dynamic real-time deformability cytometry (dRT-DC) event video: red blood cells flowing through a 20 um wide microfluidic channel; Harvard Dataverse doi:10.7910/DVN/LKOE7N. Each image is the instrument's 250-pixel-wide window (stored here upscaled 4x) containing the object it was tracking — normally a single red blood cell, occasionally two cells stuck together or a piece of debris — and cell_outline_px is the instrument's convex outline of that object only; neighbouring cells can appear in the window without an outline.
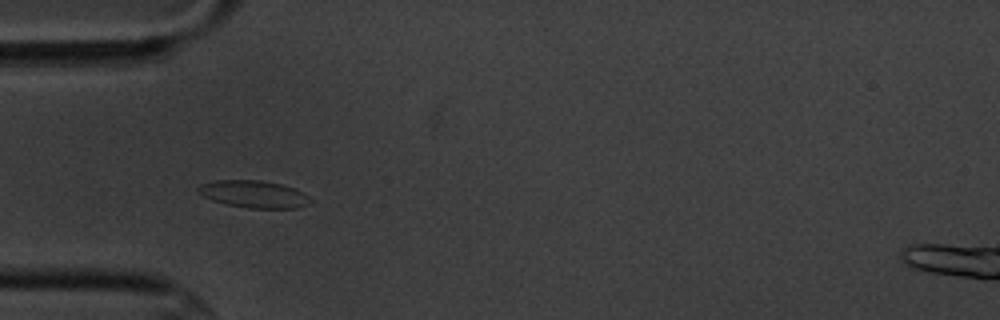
{"species": "common noctule bat (a hibernating species)", "species_latin": "Nyctalus noctula", "temperature_condition": "cold", "stored_images_in_passage": 5, "camera_frame_rate_fps": 3000, "um_per_image_px": 0.085, "animal": {"sex": "male", "body_mass_g": 20.1, "forearm_length_mm": 53.5}, "frame": {"image": 1, "passage_image": 4, "time_ms": 3.333, "image_size_px": [1000, 320], "cell_outline_px": [[312, 200], [296, 208], [248, 208], [224, 204], [212, 200], [204, 196], [196, 188], [200, 184], [216, 180], [260, 180], [280, 184], [304, 192]], "centroid_in_image_um": [21.54, 16.5], "position_along_channel_um": 63.5, "area_um2": 17.63}}
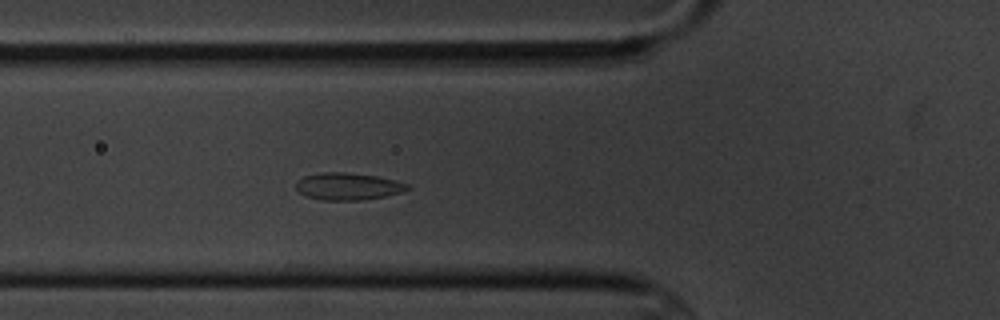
{"frame": {"image": 2, "passage_image": 5, "time_ms": 4.333, "image_size_px": [1000, 320], "cell_outline_px": [[412, 188], [400, 192], [384, 196], [360, 200], [320, 200], [304, 196], [296, 188], [296, 180], [304, 176], [320, 172], [344, 172], [376, 176], [408, 184]], "centroid_in_image_um": [29.52, 15.84], "position_along_channel_um": 96.3, "area_um2": 17.57}}